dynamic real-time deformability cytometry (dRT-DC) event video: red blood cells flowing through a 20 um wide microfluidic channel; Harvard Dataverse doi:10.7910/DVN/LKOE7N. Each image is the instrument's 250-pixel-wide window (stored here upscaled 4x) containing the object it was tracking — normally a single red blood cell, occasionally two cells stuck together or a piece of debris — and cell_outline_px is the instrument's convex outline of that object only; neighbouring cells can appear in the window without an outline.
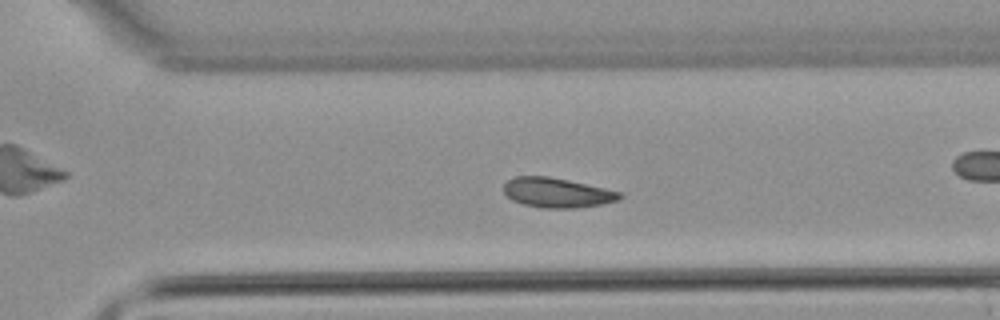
{"species": "common noctule bat (a hibernating species)", "species_latin": "Nyctalus noctula", "temperature_condition": "warm", "stored_images_in_passage": 36, "camera_frame_rate_fps": 3000, "um_per_image_px": 0.085, "animal": {"sex": "male", "body_mass_g": 21.5, "forearm_length_mm": 52.0}, "frame": {"image": 1, "passage_image": 21, "time_ms": 6.667, "image_size_px": [1000, 320], "cell_outline_px": [[624, 196], [616, 200], [600, 204], [576, 208], [544, 208], [524, 204], [512, 200], [504, 192], [504, 184], [508, 180], [516, 176], [548, 176], [568, 180], [604, 188], [620, 192]], "centroid_in_image_um": [47.32, 16.37], "position_along_channel_um": 323.3, "area_um2": 19.83}}
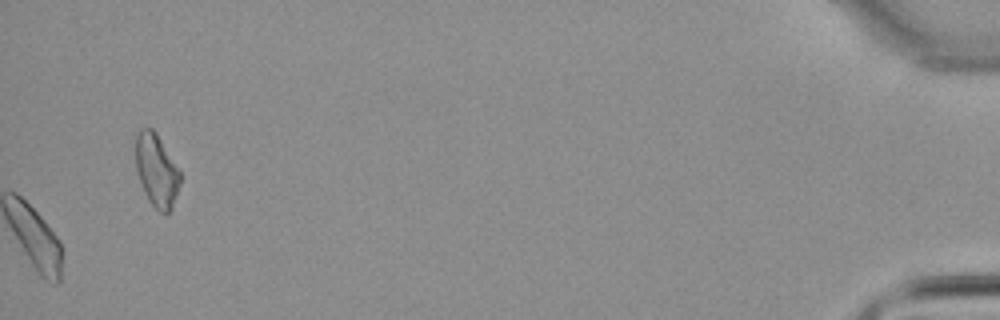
{"frame": {"image": 2, "passage_image": 36, "time_ms": 11.667, "image_size_px": [1000, 320], "cell_outline_px": [[180, 184], [172, 208], [164, 216], [148, 200], [144, 192], [136, 168], [136, 132], [140, 128], [152, 128], [156, 132], [180, 172]], "centroid_in_image_um": [13.3, 14.49], "position_along_channel_um": 421.9, "area_um2": 18.73}}